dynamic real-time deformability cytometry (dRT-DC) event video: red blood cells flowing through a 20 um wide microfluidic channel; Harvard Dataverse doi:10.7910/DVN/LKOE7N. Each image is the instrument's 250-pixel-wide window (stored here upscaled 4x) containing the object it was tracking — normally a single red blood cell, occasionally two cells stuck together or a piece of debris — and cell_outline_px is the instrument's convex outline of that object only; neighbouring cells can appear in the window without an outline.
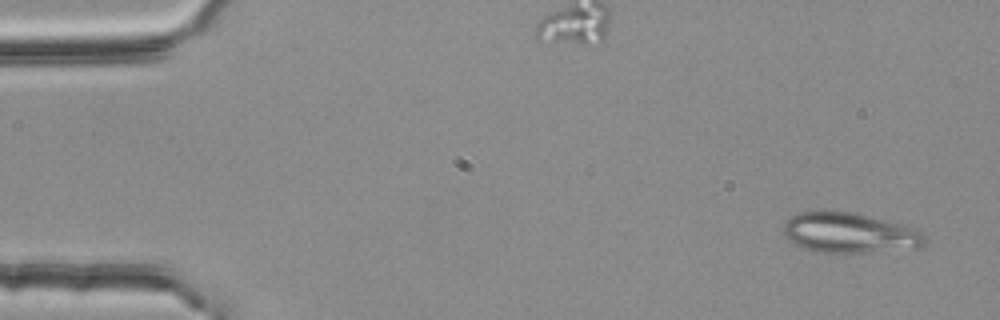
{"species": "common noctule bat (a hibernating species)", "species_latin": "Nyctalus noctula", "temperature_condition": "room temperature", "stored_images_in_passage": 54, "camera_frame_rate_fps": 3000, "um_per_image_px": 0.085, "animal": {"sex": "female", "body_mass_g": 25.1}, "frame": {"image": 1, "passage_image": 3, "time_ms": 0.667, "image_size_px": [1000, 320], "cell_outline_px": [[924, 244], [920, 248], [860, 252], [816, 252], [804, 248], [796, 244], [784, 236], [784, 220], [800, 212], [848, 212], [868, 216], [900, 224], [920, 232], [924, 236]], "centroid_in_image_um": [72.16, 19.81], "position_along_channel_um": 12.8, "area_um2": 32.31}}
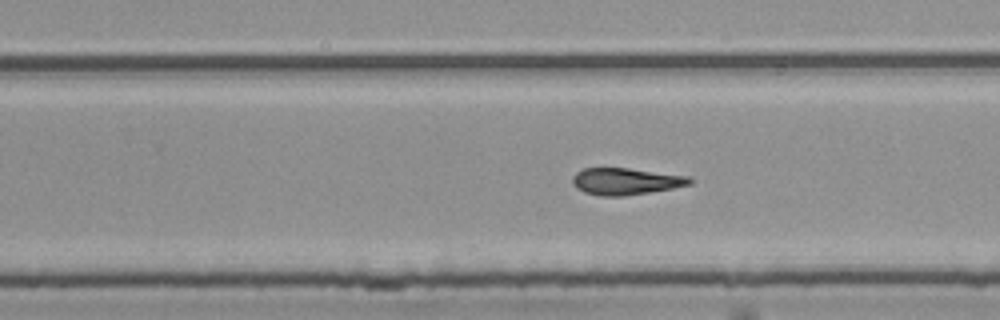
{"frame": {"image": 2, "passage_image": 34, "time_ms": 11.0, "image_size_px": [1000, 320], "cell_outline_px": [[692, 180], [688, 184], [672, 188], [624, 196], [600, 196], [584, 192], [576, 188], [572, 184], [572, 176], [576, 172], [584, 168], [628, 168], [688, 176]], "centroid_in_image_um": [53.11, 15.41], "position_along_channel_um": 276.7, "area_um2": 18.15}}
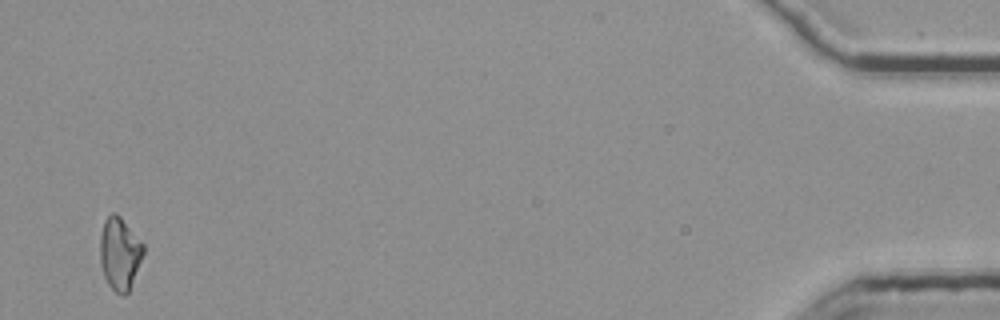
{"frame": {"image": 3, "passage_image": 53, "time_ms": 17.333, "image_size_px": [1000, 320], "cell_outline_px": [[144, 252], [128, 292], [124, 296], [120, 296], [108, 284], [104, 276], [100, 264], [100, 236], [104, 220], [112, 212], [116, 212], [120, 216], [144, 244]], "centroid_in_image_um": [10.16, 21.54], "position_along_channel_um": 425.0, "area_um2": 18.26}, "authors_computed_cell_mechanics": {"area_um2": 18.4671, "velocity_mm_per_s": 3.7688, "shape_relaxation_time_tau1_ms": null, "shape_relaxation_time_tau2_ms": 4.6157, "deformation_change_tau1": null, "deformation_change_tau2": 0.1296}}